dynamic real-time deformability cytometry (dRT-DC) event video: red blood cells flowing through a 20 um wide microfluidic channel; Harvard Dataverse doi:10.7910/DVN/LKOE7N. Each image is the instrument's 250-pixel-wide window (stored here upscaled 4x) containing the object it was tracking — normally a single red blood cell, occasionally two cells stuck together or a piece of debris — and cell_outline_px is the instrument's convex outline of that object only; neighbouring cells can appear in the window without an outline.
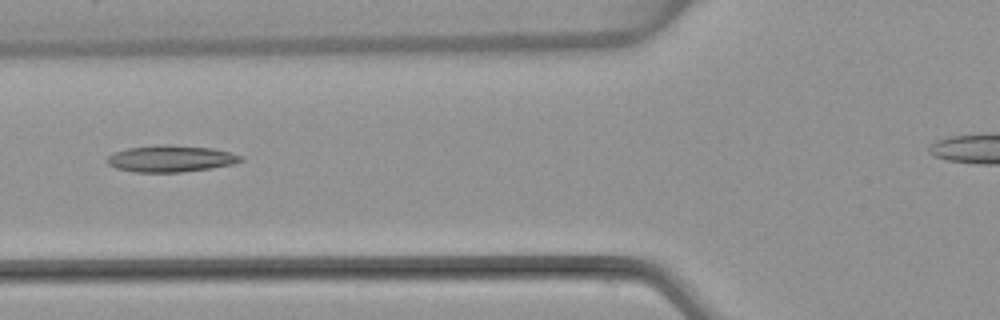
{"species": "common noctule bat (a hibernating species)", "species_latin": "Nyctalus noctula", "temperature_condition": "warm", "stored_images_in_passage": 3, "camera_frame_rate_fps": 3000, "um_per_image_px": 0.085, "animal": {"sex": "female", "body_mass_g": 22.7, "forearm_length_mm": 54.2}, "frame": {"image": 1, "passage_image": 2, "time_ms": 1.333, "image_size_px": [1000, 320], "cell_outline_px": [[244, 160], [232, 164], [212, 168], [180, 172], [132, 172], [116, 168], [108, 164], [104, 160], [108, 156], [116, 152], [128, 148], [164, 144], [168, 144], [212, 148], [244, 156]], "centroid_in_image_um": [14.51, 13.49], "position_along_channel_um": 111.3, "area_um2": 20.75}}